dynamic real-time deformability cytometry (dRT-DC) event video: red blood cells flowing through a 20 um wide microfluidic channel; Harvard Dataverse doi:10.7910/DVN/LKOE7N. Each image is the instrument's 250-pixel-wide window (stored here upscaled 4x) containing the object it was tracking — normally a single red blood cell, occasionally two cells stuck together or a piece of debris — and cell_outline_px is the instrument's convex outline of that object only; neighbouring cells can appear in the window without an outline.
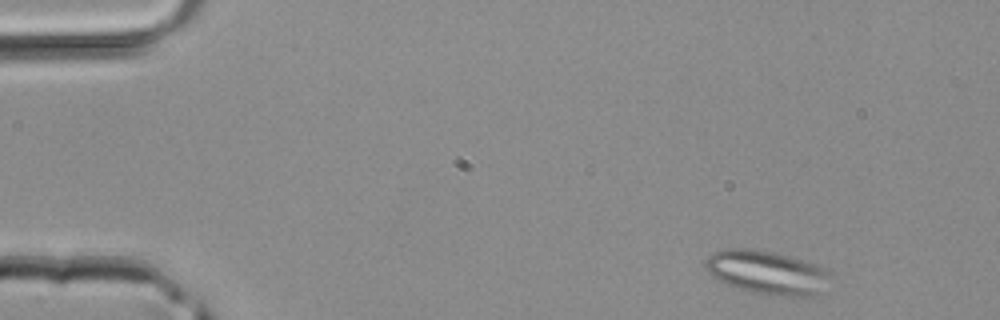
{"species": "common noctule bat (a hibernating species)", "species_latin": "Nyctalus noctula", "temperature_condition": "room temperature", "stored_images_in_passage": 41, "segment_of_instrument_passage": [1, 2], "camera_frame_rate_fps": 3000, "um_per_image_px": 0.085, "animal": {"sex": "male", "body_mass_g": 20.4}, "frame": {"image": 1, "passage_image": 2, "time_ms": 0.333, "image_size_px": [1000, 320], "cell_outline_px": [[832, 272], [824, 292], [812, 296], [772, 296], [748, 292], [728, 284], [712, 276], [708, 272], [704, 264], [704, 260], [712, 252], [724, 248], [748, 248], [772, 252], [788, 256], [816, 264], [828, 268]], "centroid_in_image_um": [65.22, 23.17], "position_along_channel_um": 19.8, "area_um2": 32.31}}